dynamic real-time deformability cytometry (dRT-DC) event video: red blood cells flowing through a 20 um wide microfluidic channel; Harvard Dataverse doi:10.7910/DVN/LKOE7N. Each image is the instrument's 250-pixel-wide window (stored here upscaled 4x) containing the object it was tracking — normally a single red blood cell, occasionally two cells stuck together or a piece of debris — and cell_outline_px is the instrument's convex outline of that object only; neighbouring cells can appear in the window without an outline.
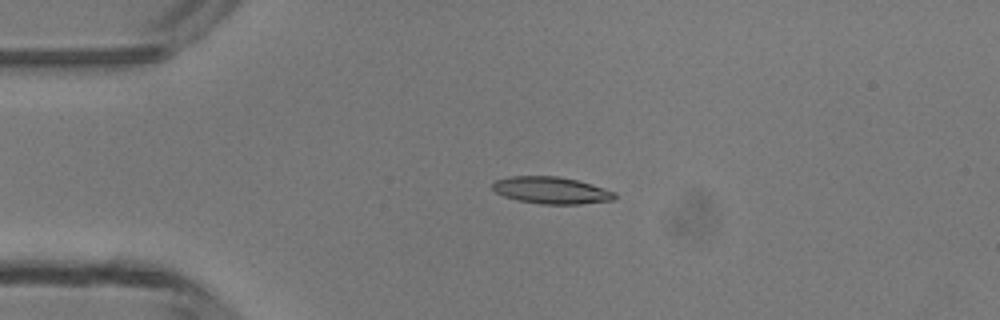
{"species": "common noctule bat (a hibernating species)", "species_latin": "Nyctalus noctula", "temperature_condition": "room temperature", "stored_images_in_passage": 4, "camera_frame_rate_fps": 3000, "um_per_image_px": 0.085, "animal": {"sex": "male", "body_mass_g": 13.3}, "frame": {"image": 1, "passage_image": 3, "time_ms": 2.333, "image_size_px": [1000, 320], "cell_outline_px": [[616, 196], [612, 200], [580, 204], [540, 204], [520, 200], [504, 196], [496, 192], [492, 188], [492, 184], [496, 180], [512, 176], [556, 176], [576, 180], [604, 188], [616, 192]], "centroid_in_image_um": [46.86, 16.18], "position_along_channel_um": 38.1, "area_um2": 18.96}}